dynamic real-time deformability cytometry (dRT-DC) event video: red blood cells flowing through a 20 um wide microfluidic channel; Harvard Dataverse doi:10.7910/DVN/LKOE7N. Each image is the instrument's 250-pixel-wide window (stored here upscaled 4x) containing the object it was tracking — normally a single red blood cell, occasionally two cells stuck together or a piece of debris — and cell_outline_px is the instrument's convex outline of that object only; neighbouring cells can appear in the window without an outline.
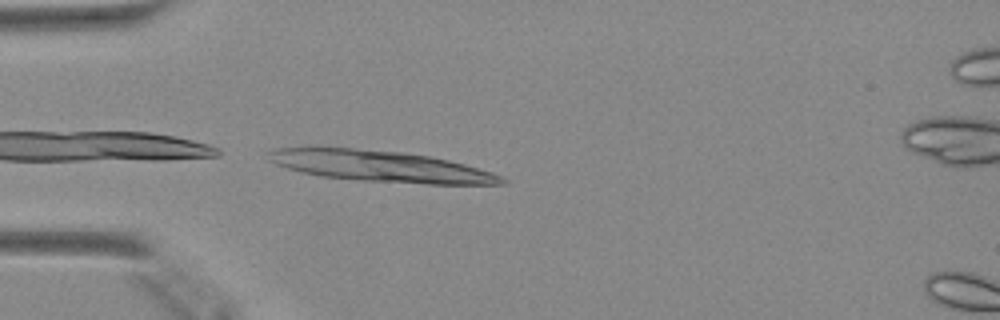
{"species": "Egyptian fruit bat (a non-hibernating species)", "species_latin": "Rousettus aegyptiacus", "temperature_condition": "warm", "stored_images_in_passage": 11, "camera_frame_rate_fps": 3000, "um_per_image_px": 0.085, "animal": {"sex": "female"}, "frame": {"image": 1, "passage_image": 11, "time_ms": 3.333, "image_size_px": [1000, 320], "cell_outline_px": [[508, 180], [504, 184], [428, 184], [364, 180], [320, 176], [288, 168], [276, 164], [268, 160], [268, 152], [272, 148], [316, 144], [404, 152], [428, 156], [448, 160], [464, 164], [492, 172]], "centroid_in_image_um": [32.21, 14.08], "position_along_channel_um": 52.8, "area_um2": 43.12}}